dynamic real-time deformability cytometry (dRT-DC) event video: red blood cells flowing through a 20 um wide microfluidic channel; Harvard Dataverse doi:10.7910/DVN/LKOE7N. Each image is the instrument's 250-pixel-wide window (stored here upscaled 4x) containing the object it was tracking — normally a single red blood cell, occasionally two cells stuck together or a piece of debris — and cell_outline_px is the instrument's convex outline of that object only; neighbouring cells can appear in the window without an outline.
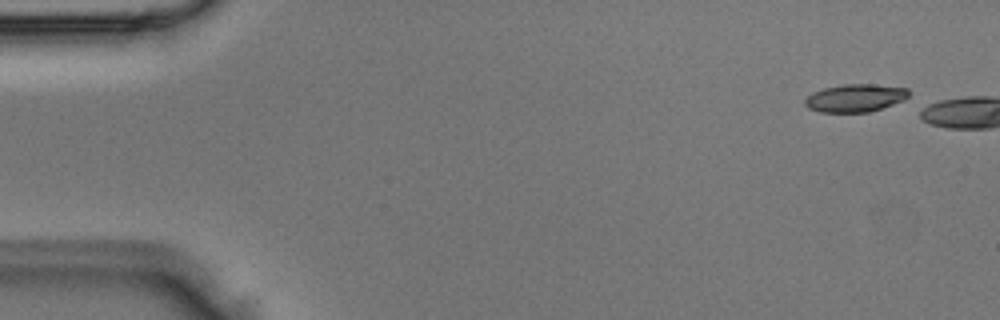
{"species": "Egyptian fruit bat (a non-hibernating species)", "species_latin": "Rousettus aegyptiacus", "temperature_condition": "room temperature", "stored_images_in_passage": 2, "camera_frame_rate_fps": 3000, "um_per_image_px": 0.085, "animal": {"sex": "male"}, "frame": {"image": 1, "passage_image": 1, "time_ms": 0.0, "image_size_px": [1000, 320], "cell_outline_px": [[908, 96], [904, 100], [868, 112], [820, 112], [808, 108], [804, 104], [804, 100], [812, 92], [824, 88], [844, 84], [872, 84], [908, 88]], "centroid_in_image_um": [72.66, 8.32], "position_along_channel_um": 12.3, "area_um2": 16.7}}